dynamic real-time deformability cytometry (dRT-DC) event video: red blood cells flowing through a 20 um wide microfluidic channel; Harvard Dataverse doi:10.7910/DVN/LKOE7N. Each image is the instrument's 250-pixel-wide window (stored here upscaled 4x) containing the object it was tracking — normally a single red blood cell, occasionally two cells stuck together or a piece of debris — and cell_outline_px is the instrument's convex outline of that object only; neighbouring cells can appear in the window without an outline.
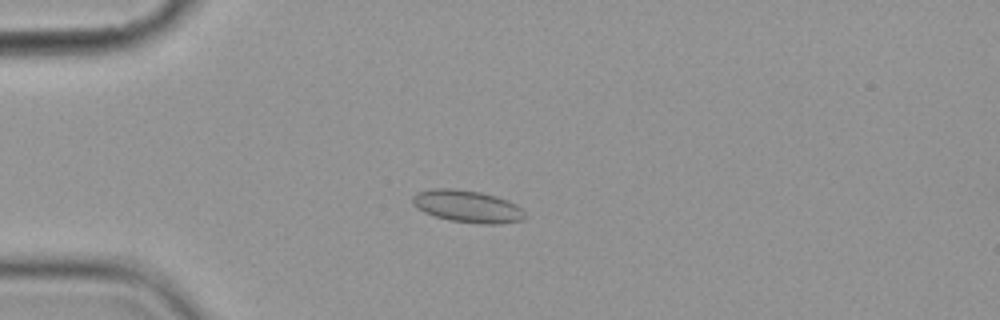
{"species": "common noctule bat (a hibernating species)", "species_latin": "Nyctalus noctula", "temperature_condition": "cold", "stored_images_in_passage": 10, "camera_frame_rate_fps": 3000, "um_per_image_px": 0.085, "animal": {"sex": "female", "body_mass_g": 19.9}, "frame": {"image": 1, "passage_image": 4, "time_ms": 3.333, "image_size_px": [1000, 320], "cell_outline_px": [[528, 216], [524, 220], [500, 224], [480, 224], [448, 220], [424, 212], [412, 204], [412, 196], [416, 192], [432, 188], [452, 188], [480, 192], [496, 196], [508, 200], [516, 204]], "centroid_in_image_um": [39.74, 17.54], "position_along_channel_um": 45.3, "area_um2": 21.33}}
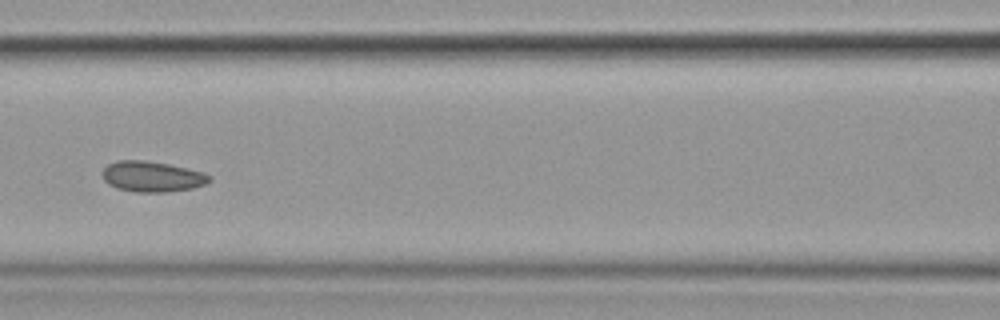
{"frame": {"image": 2, "passage_image": 7, "time_ms": 7.0, "image_size_px": [1000, 320], "cell_outline_px": [[212, 180], [208, 184], [192, 188], [168, 192], [136, 192], [116, 188], [108, 184], [104, 180], [100, 172], [108, 164], [116, 160], [144, 160], [168, 164], [204, 172], [212, 176]], "centroid_in_image_um": [12.93, 15.01], "position_along_channel_um": 153.7, "area_um2": 19.36}}
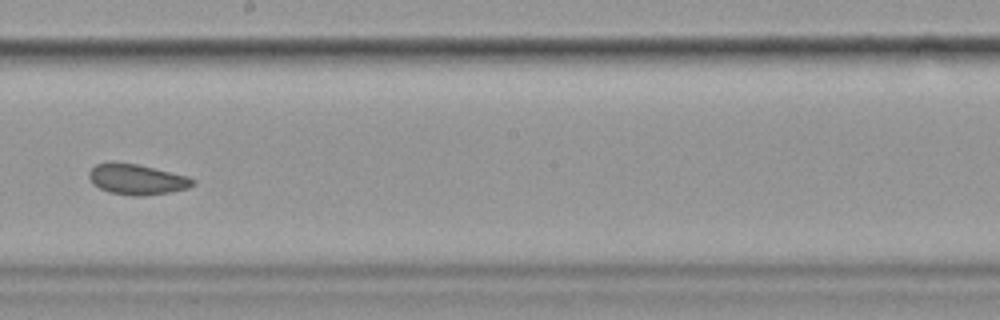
{"frame": {"image": 3, "passage_image": 9, "time_ms": 9.333, "image_size_px": [1000, 320], "cell_outline_px": [[196, 184], [188, 188], [168, 192], [140, 196], [132, 196], [108, 192], [92, 184], [88, 176], [88, 172], [96, 164], [108, 160], [112, 160], [136, 164], [188, 176], [196, 180]], "centroid_in_image_um": [11.59, 15.22], "position_along_channel_um": 236.6, "area_um2": 18.73}}